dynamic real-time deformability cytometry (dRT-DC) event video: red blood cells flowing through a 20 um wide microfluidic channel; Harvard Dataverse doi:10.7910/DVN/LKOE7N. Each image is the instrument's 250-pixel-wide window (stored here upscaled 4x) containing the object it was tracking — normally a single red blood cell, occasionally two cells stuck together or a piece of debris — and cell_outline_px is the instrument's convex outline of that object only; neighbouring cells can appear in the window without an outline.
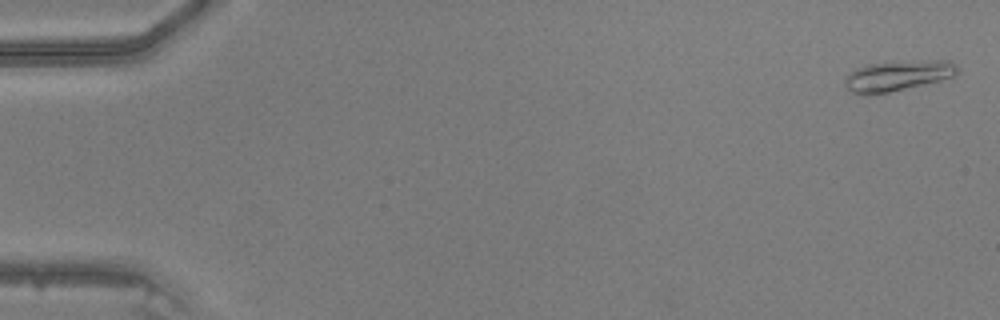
{"species": "common noctule bat (a hibernating species)", "species_latin": "Nyctalus noctula", "temperature_condition": "warm", "stored_images_in_passage": 49, "camera_frame_rate_fps": 3000, "um_per_image_px": 0.085, "animal": {"sex": "male", "body_mass_g": 20.5, "forearm_length_mm": 52.5}, "frame": {"image": 1, "passage_image": 2, "time_ms": 0.333, "image_size_px": [1000, 320], "cell_outline_px": [[960, 72], [952, 76], [940, 80], [888, 92], [860, 96], [852, 92], [844, 84], [844, 80], [856, 68], [868, 64], [936, 60], [948, 60], [956, 64], [960, 68]], "centroid_in_image_um": [76.32, 6.44], "position_along_channel_um": 8.7, "area_um2": 19.59}}
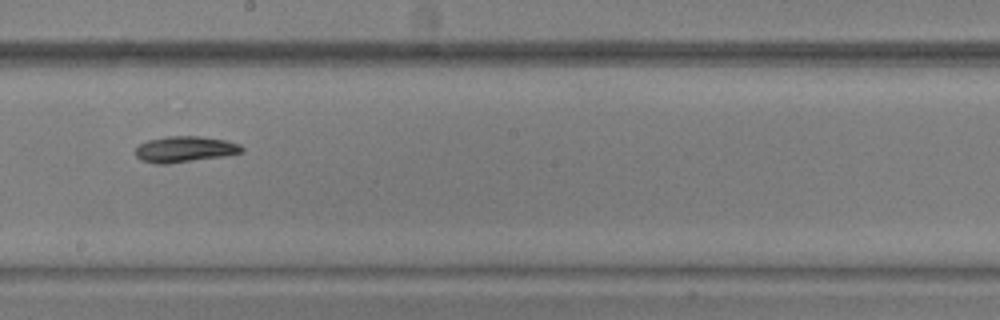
{"frame": {"image": 2, "passage_image": 28, "time_ms": 9.0, "image_size_px": [1000, 320], "cell_outline_px": [[244, 152], [224, 156], [168, 164], [156, 164], [140, 160], [136, 156], [136, 148], [140, 144], [148, 140], [168, 136], [200, 136], [224, 140], [240, 144], [244, 148]], "centroid_in_image_um": [15.72, 12.69], "position_along_channel_um": 232.5, "area_um2": 16.13}}
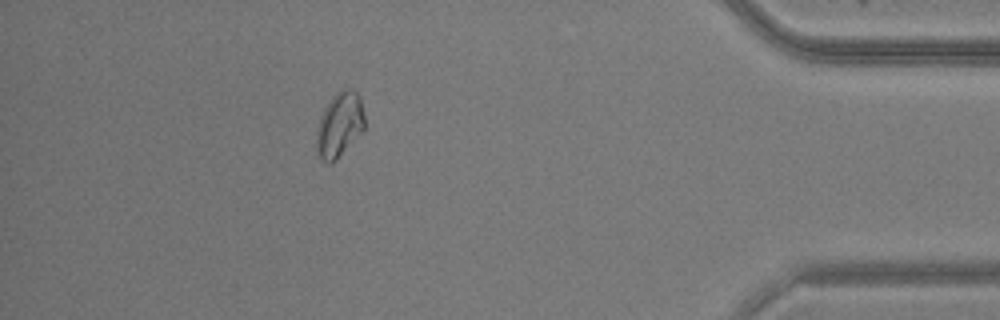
{"frame": {"image": 3, "passage_image": 43, "time_ms": 14.0, "image_size_px": [1000, 320], "cell_outline_px": [[364, 128], [336, 160], [332, 164], [328, 164], [320, 156], [316, 148], [316, 128], [320, 116], [324, 108], [332, 96], [340, 88], [352, 88], [360, 96], [364, 116]], "centroid_in_image_um": [28.84, 10.56], "position_along_channel_um": 406.4, "area_um2": 18.21}}